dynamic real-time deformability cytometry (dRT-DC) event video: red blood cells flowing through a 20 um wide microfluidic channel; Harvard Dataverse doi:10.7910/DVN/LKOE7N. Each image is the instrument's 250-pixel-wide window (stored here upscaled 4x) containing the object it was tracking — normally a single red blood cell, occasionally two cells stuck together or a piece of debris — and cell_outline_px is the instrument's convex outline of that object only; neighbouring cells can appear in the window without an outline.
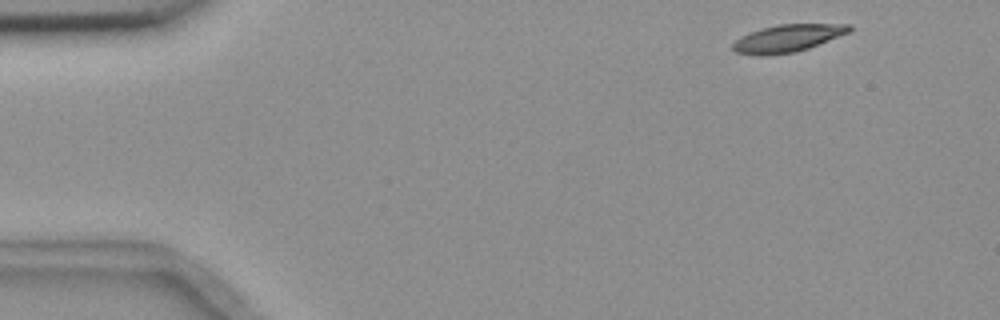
{"species": "common noctule bat (a hibernating species)", "species_latin": "Nyctalus noctula", "temperature_condition": "room temperature", "stored_images_in_passage": 4, "camera_frame_rate_fps": 3000, "um_per_image_px": 0.085, "animal": {"sex": "female", "body_mass_g": 18.4}, "frame": {"image": 1, "passage_image": 1, "time_ms": 0.0, "image_size_px": [1000, 320], "cell_outline_px": [[852, 28], [848, 32], [808, 48], [796, 52], [736, 52], [732, 48], [732, 44], [740, 36], [760, 28], [776, 24], [852, 24]], "centroid_in_image_um": [67.0, 3.18], "position_along_channel_um": 18.0, "area_um2": 17.63}}
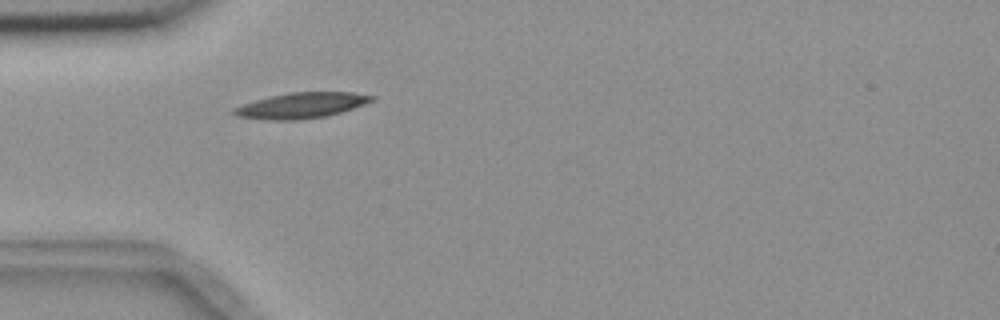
{"frame": {"image": 2, "passage_image": 4, "time_ms": 3.667, "image_size_px": [1000, 320], "cell_outline_px": [[376, 100], [328, 116], [300, 120], [272, 120], [240, 116], [232, 112], [232, 108], [256, 100], [288, 92], [352, 92], [376, 96]], "centroid_in_image_um": [25.68, 8.95], "position_along_channel_um": 59.3, "area_um2": 20.4}}